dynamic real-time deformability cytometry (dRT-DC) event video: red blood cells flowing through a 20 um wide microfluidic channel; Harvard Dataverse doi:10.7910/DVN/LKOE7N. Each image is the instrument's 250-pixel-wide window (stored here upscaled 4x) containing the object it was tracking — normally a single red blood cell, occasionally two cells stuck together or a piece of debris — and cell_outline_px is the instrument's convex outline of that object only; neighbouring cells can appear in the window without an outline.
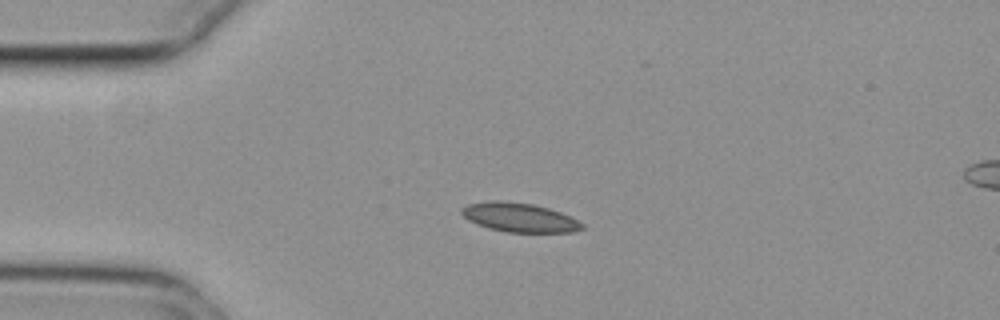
{"species": "common noctule bat (a hibernating species)", "species_latin": "Nyctalus noctula", "temperature_condition": "cold", "stored_images_in_passage": 44, "camera_frame_rate_fps": 3000, "um_per_image_px": 0.085, "animal": {"sex": "female", "body_mass_g": 29.2, "forearm_length_mm": 56.3}, "frame": {"image": 1, "passage_image": 1, "time_ms": 0.0, "image_size_px": [1000, 320], "cell_outline_px": [[584, 228], [572, 232], [508, 232], [488, 228], [476, 224], [468, 220], [460, 212], [460, 208], [468, 204], [488, 200], [500, 200], [532, 204], [548, 208], [560, 212], [584, 224]], "centroid_in_image_um": [44.1, 18.48], "position_along_channel_um": 40.9, "area_um2": 20.4}}
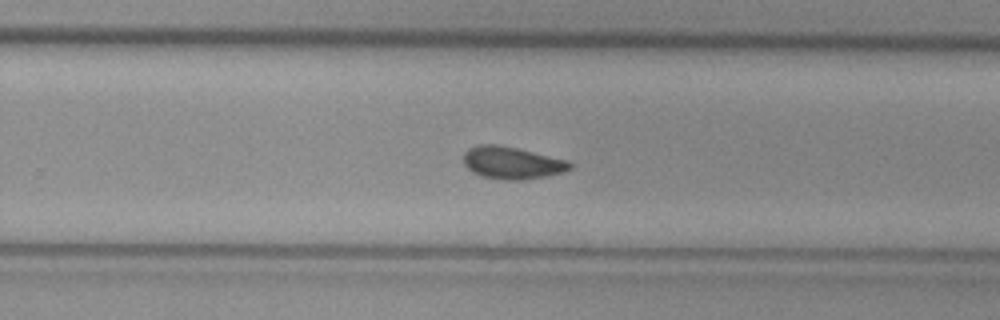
{"frame": {"image": 2, "passage_image": 23, "time_ms": 7.333, "image_size_px": [1000, 320], "cell_outline_px": [[572, 168], [564, 172], [548, 176], [524, 180], [504, 180], [480, 176], [472, 172], [464, 164], [464, 152], [468, 148], [480, 144], [496, 144], [516, 148], [568, 160], [572, 164]], "centroid_in_image_um": [43.52, 13.85], "position_along_channel_um": 286.3, "area_um2": 20.17}}
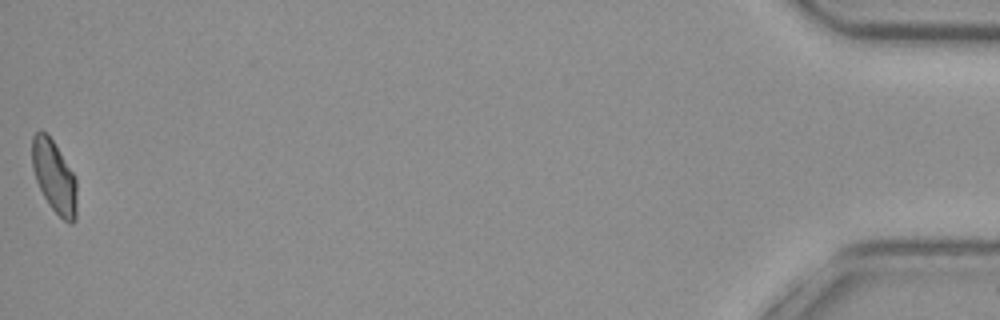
{"frame": {"image": 3, "passage_image": 43, "time_ms": 14.0, "image_size_px": [1000, 320], "cell_outline_px": [[76, 220], [72, 224], [64, 220], [48, 204], [36, 180], [32, 168], [32, 136], [36, 132], [44, 132], [52, 140], [76, 176]], "centroid_in_image_um": [4.62, 15.03], "position_along_channel_um": 430.6, "area_um2": 18.67}}